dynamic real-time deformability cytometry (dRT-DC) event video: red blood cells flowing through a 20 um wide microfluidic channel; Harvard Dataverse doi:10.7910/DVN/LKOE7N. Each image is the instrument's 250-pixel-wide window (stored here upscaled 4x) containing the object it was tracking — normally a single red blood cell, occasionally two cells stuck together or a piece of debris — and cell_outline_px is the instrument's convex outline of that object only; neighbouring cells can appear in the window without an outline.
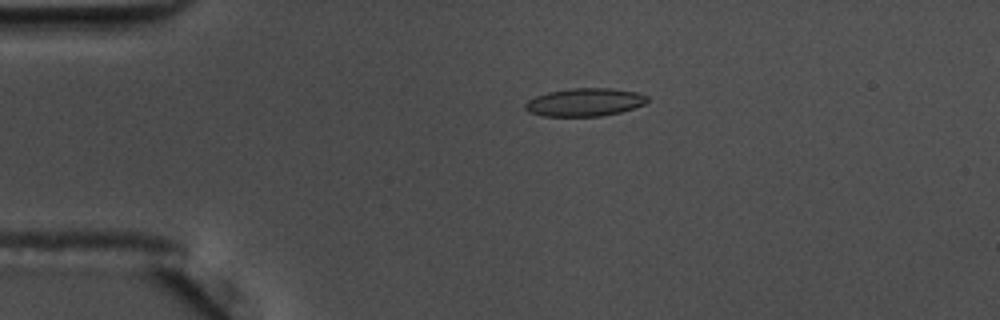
{"species": "common noctule bat (a hibernating species)", "species_latin": "Nyctalus noctula", "temperature_condition": "warm", "stored_images_in_passage": 48, "camera_frame_rate_fps": 3000, "um_per_image_px": 0.085, "animal": {"sex": "male", "body_mass_g": 17.5, "forearm_length_mm": 52.3}, "frame": {"image": 1, "passage_image": 4, "time_ms": 1.0, "image_size_px": [1000, 320], "cell_outline_px": [[648, 100], [644, 104], [620, 112], [600, 116], [544, 116], [528, 112], [524, 108], [524, 104], [528, 100], [536, 96], [548, 92], [572, 88], [608, 88], [636, 92], [648, 96]], "centroid_in_image_um": [49.67, 8.69], "position_along_channel_um": 35.3, "area_um2": 19.83}}
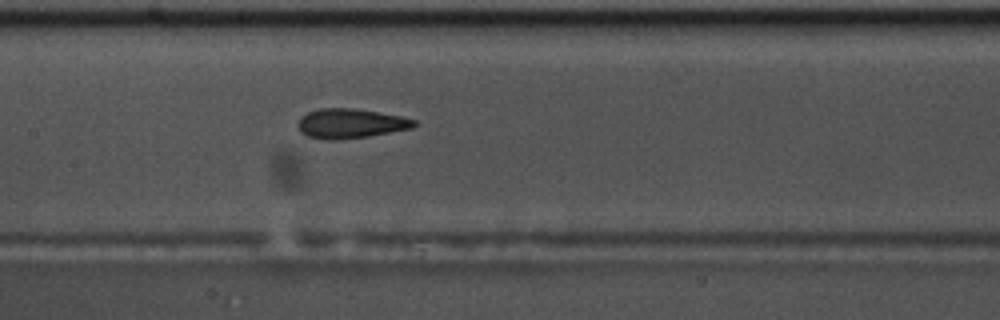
{"frame": {"image": 2, "passage_image": 19, "time_ms": 6.0, "image_size_px": [1000, 320], "cell_outline_px": [[420, 124], [412, 128], [368, 136], [308, 136], [300, 132], [300, 116], [308, 112], [320, 108], [352, 108], [400, 116], [416, 120]], "centroid_in_image_um": [29.89, 10.43], "position_along_channel_um": 177.5, "area_um2": 18.84}}
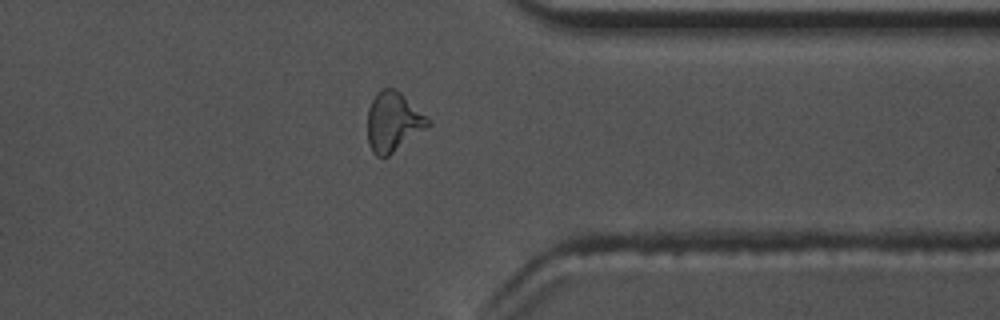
{"frame": {"image": 3, "passage_image": 36, "time_ms": 11.667, "image_size_px": [1000, 320], "cell_outline_px": [[432, 124], [388, 156], [376, 156], [372, 152], [368, 144], [368, 108], [376, 92], [384, 88], [396, 88]], "centroid_in_image_um": [33.38, 10.36], "position_along_channel_um": 378.0, "area_um2": 20.58}, "authors_computed_cell_mechanics": {"area_um2": 19.9699, "velocity_mm_per_s": 3.6447, "shape_relaxation_time_tau1_ms": null, "shape_relaxation_time_tau2_ms": 1.6384, "deformation_change_tau1": null, "deformation_change_tau2": 0.0887}}